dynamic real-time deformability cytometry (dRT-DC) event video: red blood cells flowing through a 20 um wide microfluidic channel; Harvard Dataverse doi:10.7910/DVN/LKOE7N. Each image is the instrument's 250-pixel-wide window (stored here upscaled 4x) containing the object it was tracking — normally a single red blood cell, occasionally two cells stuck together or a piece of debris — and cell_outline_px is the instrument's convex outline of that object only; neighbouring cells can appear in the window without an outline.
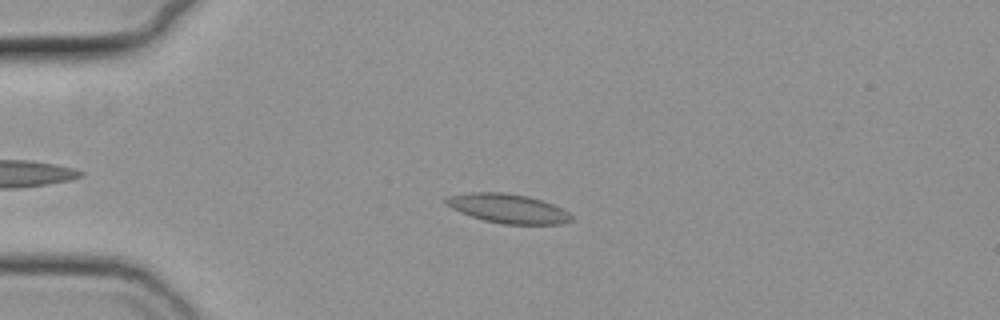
{"species": "common noctule bat (a hibernating species)", "species_latin": "Nyctalus noctula", "temperature_condition": "cold", "stored_images_in_passage": 27, "camera_frame_rate_fps": 3000, "um_per_image_px": 0.085, "animal": {"sex": "female", "body_mass_g": 19.3, "forearm_length_mm": 54.1}, "frame": {"image": 1, "passage_image": 12, "time_ms": 3.667, "image_size_px": [1000, 320], "cell_outline_px": [[572, 220], [560, 224], [504, 224], [484, 220], [460, 212], [444, 204], [444, 196], [472, 192], [504, 192], [528, 196], [552, 204], [568, 212], [572, 216]], "centroid_in_image_um": [43.12, 17.71], "position_along_channel_um": 41.9, "area_um2": 21.27}}
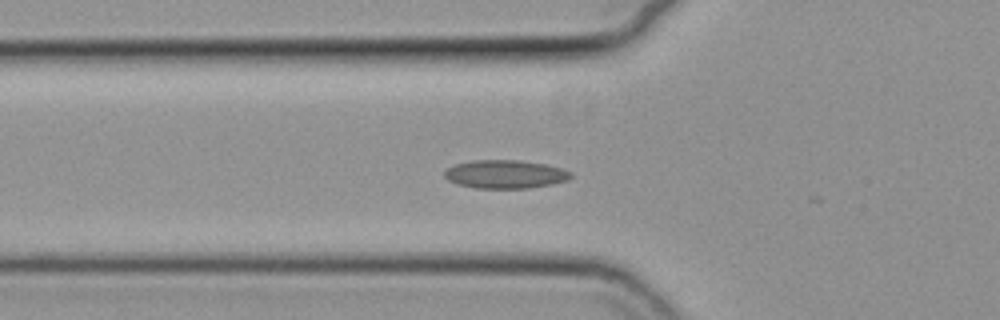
{"frame": {"image": 2, "passage_image": 18, "time_ms": 5.667, "image_size_px": [1000, 320], "cell_outline_px": [[572, 176], [568, 180], [552, 184], [528, 188], [476, 188], [456, 184], [448, 180], [444, 176], [444, 172], [448, 168], [456, 164], [472, 160], [520, 160], [544, 164], [560, 168], [572, 172]], "centroid_in_image_um": [42.94, 14.81], "position_along_channel_um": 82.9, "area_um2": 20.87}}
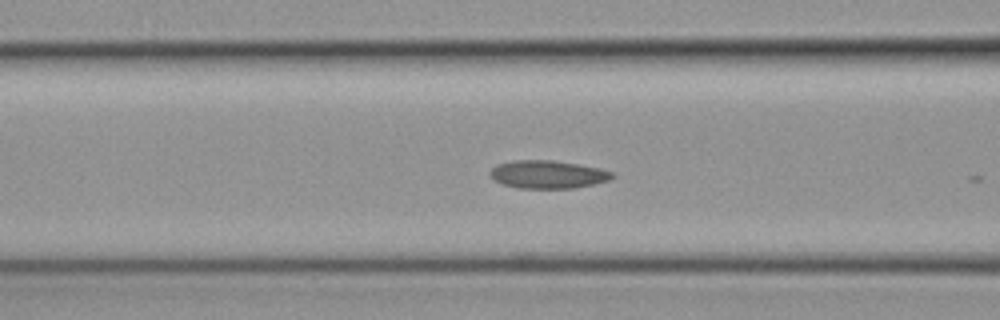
{"frame": {"image": 3, "passage_image": 21, "time_ms": 6.667, "image_size_px": [1000, 320], "cell_outline_px": [[616, 176], [608, 180], [592, 184], [572, 188], [520, 188], [504, 184], [496, 180], [488, 172], [496, 164], [512, 160], [552, 160], [580, 164], [600, 168], [612, 172]], "centroid_in_image_um": [46.57, 14.81], "position_along_channel_um": 120.0, "area_um2": 19.83}}